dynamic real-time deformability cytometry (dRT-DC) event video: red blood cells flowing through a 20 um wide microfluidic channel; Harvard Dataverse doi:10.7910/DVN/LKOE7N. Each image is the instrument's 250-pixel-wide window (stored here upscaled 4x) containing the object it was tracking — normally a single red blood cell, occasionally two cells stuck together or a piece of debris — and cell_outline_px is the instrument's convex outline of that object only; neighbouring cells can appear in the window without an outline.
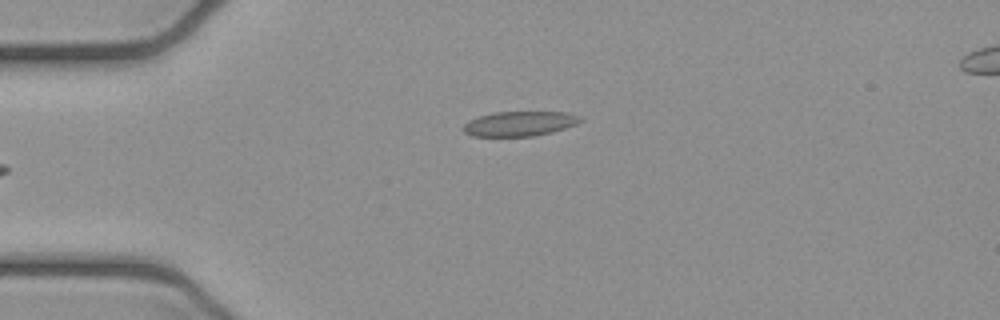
{"species": "common noctule bat (a hibernating species)", "species_latin": "Nyctalus noctula", "temperature_condition": "cold", "stored_images_in_passage": 4, "camera_frame_rate_fps": 3000, "um_per_image_px": 0.085, "animal": {"sex": "female", "body_mass_g": 21.9}, "frame": {"image": 1, "passage_image": 4, "time_ms": 1.0, "image_size_px": [1000, 320], "cell_outline_px": [[584, 120], [576, 124], [552, 132], [532, 136], [472, 136], [464, 132], [460, 128], [468, 120], [492, 112], [568, 112], [580, 116]], "centroid_in_image_um": [44.14, 10.51], "position_along_channel_um": 40.9, "area_um2": 16.99}}